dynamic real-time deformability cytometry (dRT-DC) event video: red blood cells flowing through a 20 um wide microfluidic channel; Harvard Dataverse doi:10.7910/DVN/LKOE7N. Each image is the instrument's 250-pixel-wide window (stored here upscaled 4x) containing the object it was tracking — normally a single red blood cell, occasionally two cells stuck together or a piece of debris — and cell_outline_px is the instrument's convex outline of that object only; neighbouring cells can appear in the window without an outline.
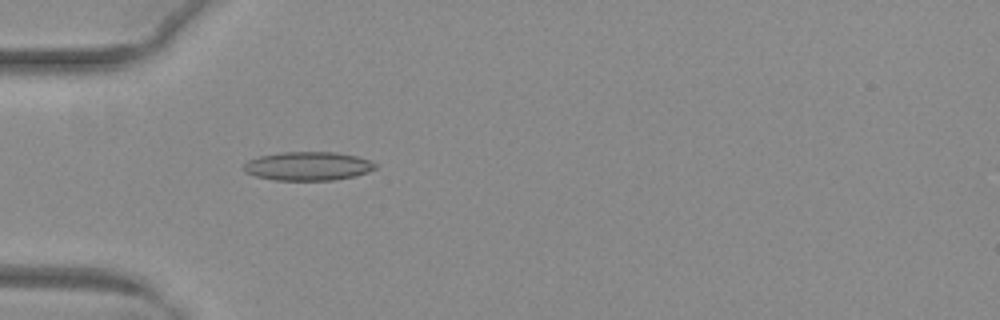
{"species": "common noctule bat (a hibernating species)", "species_latin": "Nyctalus noctula", "temperature_condition": "warm", "stored_images_in_passage": 37, "camera_frame_rate_fps": 3000, "um_per_image_px": 0.085, "animal": {"sex": "female", "body_mass_g": 29.2, "forearm_length_mm": 56.3}, "frame": {"image": 1, "passage_image": 2, "time_ms": 0.333, "image_size_px": [1000, 320], "cell_outline_px": [[376, 168], [368, 172], [356, 176], [332, 180], [276, 180], [256, 176], [244, 172], [244, 164], [248, 160], [260, 156], [284, 152], [336, 152], [356, 156], [372, 160], [376, 164]], "centroid_in_image_um": [26.21, 14.12], "position_along_channel_um": 58.8, "area_um2": 22.02}}
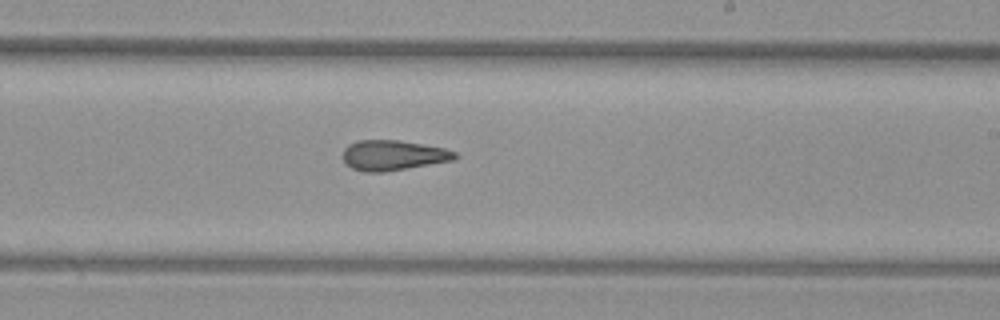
{"frame": {"image": 2, "passage_image": 17, "time_ms": 5.333, "image_size_px": [1000, 320], "cell_outline_px": [[460, 156], [452, 160], [384, 172], [364, 172], [352, 168], [344, 164], [344, 148], [348, 144], [356, 140], [400, 140], [444, 148], [456, 152]], "centroid_in_image_um": [33.39, 13.19], "position_along_channel_um": 255.6, "area_um2": 19.71}}
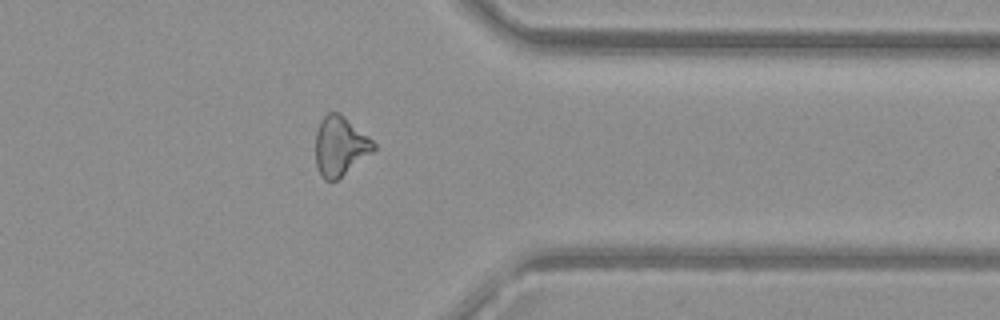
{"frame": {"image": 3, "passage_image": 27, "time_ms": 8.667, "image_size_px": [1000, 320], "cell_outline_px": [[376, 148], [372, 152], [336, 180], [324, 180], [320, 176], [316, 168], [316, 132], [320, 120], [328, 112], [340, 112], [368, 136], [376, 144]], "centroid_in_image_um": [28.88, 12.4], "position_along_channel_um": 382.5, "area_um2": 20.0}, "authors_computed_cell_mechanics": {"area_um2": 19.941, "velocity_mm_per_s": 4.05, "shape_relaxation_time_tau1_ms": null, "shape_relaxation_time_tau2_ms": 2.5952, "deformation_change_tau1": null, "deformation_change_tau2": 0.1218}}